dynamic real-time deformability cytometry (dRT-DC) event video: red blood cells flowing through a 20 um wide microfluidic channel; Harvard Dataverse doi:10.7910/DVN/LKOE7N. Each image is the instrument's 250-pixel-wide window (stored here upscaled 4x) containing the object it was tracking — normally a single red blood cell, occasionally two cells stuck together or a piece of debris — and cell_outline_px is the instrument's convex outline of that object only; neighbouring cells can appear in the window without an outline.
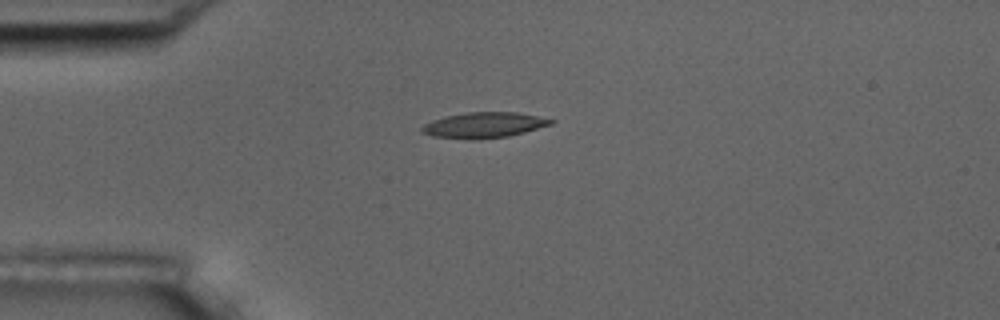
{"species": "common noctule bat (a hibernating species)", "species_latin": "Nyctalus noctula", "temperature_condition": "room temperature", "stored_images_in_passage": 10, "camera_frame_rate_fps": 3000, "um_per_image_px": 0.085, "animal": {"sex": "male", "body_mass_g": 17.5, "forearm_length_mm": 52.3}, "frame": {"image": 1, "passage_image": 4, "time_ms": 4.333, "image_size_px": [1000, 320], "cell_outline_px": [[556, 120], [552, 124], [524, 132], [508, 136], [472, 140], [432, 136], [420, 132], [420, 128], [424, 124], [432, 120], [444, 116], [464, 112], [516, 112]], "centroid_in_image_um": [41.08, 10.63], "position_along_channel_um": 43.9, "area_um2": 19.31}}
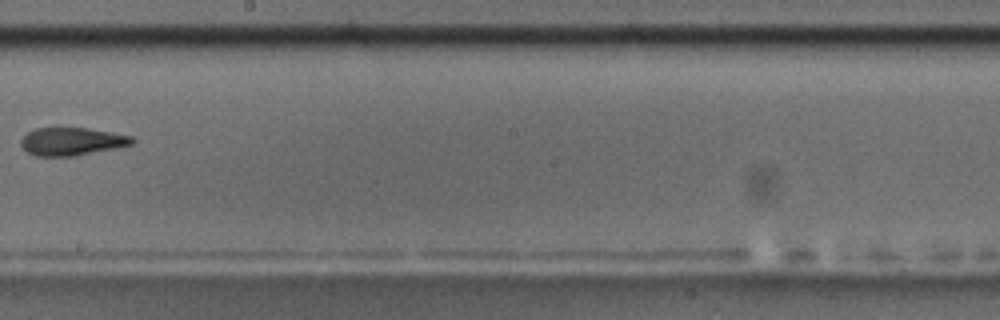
{"frame": {"image": 2, "passage_image": 9, "time_ms": 10.333, "image_size_px": [1000, 320], "cell_outline_px": [[136, 140], [132, 144], [116, 148], [76, 156], [36, 156], [28, 152], [20, 144], [20, 140], [28, 132], [36, 128], [56, 124], [88, 128], [112, 132], [132, 136]], "centroid_in_image_um": [6.08, 11.97], "position_along_channel_um": 242.1, "area_um2": 18.84}}
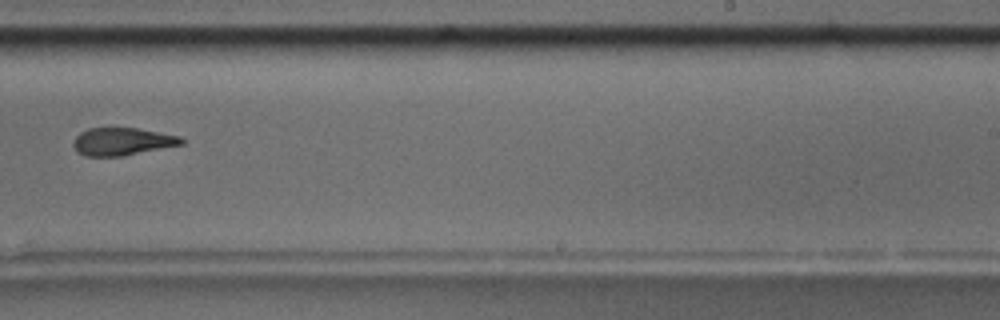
{"frame": {"image": 3, "passage_image": 10, "time_ms": 11.333, "image_size_px": [1000, 320], "cell_outline_px": [[184, 144], [124, 156], [84, 156], [76, 152], [72, 144], [72, 140], [80, 132], [88, 128], [112, 124], [136, 128], [180, 136], [184, 140]], "centroid_in_image_um": [10.32, 11.99], "position_along_channel_um": 278.7, "area_um2": 18.26}}